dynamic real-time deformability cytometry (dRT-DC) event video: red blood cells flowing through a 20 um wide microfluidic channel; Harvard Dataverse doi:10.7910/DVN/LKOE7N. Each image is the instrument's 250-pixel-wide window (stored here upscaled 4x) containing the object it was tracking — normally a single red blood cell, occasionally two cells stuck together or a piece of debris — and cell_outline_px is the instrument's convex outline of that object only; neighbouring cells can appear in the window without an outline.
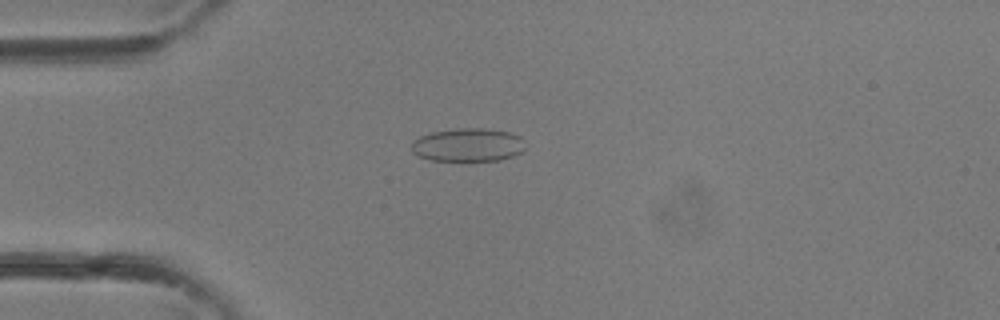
{"species": "common noctule bat (a hibernating species)", "species_latin": "Nyctalus noctula", "temperature_condition": "room temperature", "stored_images_in_passage": 33, "camera_frame_rate_fps": 3000, "um_per_image_px": 0.085, "animal": {"sex": "female"}, "frame": {"image": 1, "passage_image": 6, "time_ms": 1.667, "image_size_px": [1000, 320], "cell_outline_px": [[524, 148], [520, 152], [512, 156], [500, 160], [432, 160], [420, 156], [412, 152], [412, 140], [420, 136], [432, 132], [456, 128], [484, 128], [508, 132], [520, 136], [524, 140]], "centroid_in_image_um": [39.77, 12.3], "position_along_channel_um": 45.2, "area_um2": 21.96}}
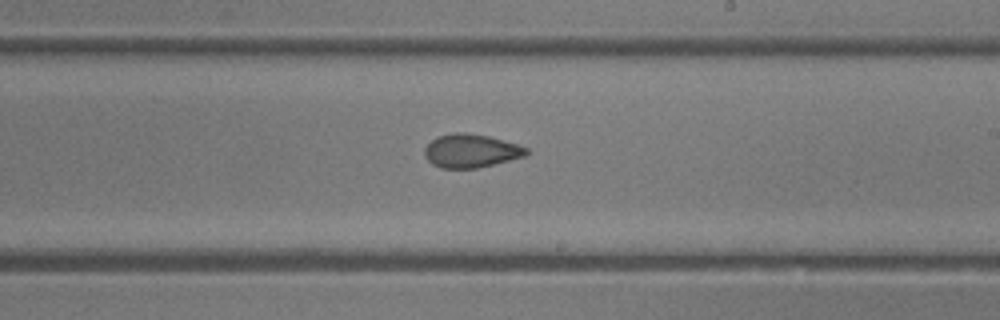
{"frame": {"image": 2, "passage_image": 18, "time_ms": 5.667, "image_size_px": [1000, 320], "cell_outline_px": [[528, 152], [524, 156], [476, 168], [440, 168], [432, 164], [424, 156], [424, 148], [436, 136], [456, 132], [464, 132], [488, 136], [516, 144], [528, 148]], "centroid_in_image_um": [39.97, 12.81], "position_along_channel_um": 249.0, "area_um2": 19.65}}
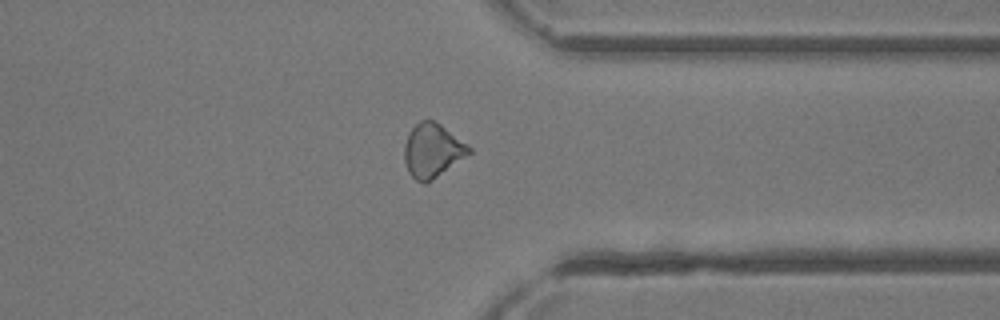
{"frame": {"image": 3, "passage_image": 25, "time_ms": 8.0, "image_size_px": [1000, 320], "cell_outline_px": [[472, 152], [432, 180], [424, 184], [416, 180], [408, 172], [404, 160], [404, 144], [408, 132], [420, 120], [432, 120], [440, 124], [468, 144], [472, 148]], "centroid_in_image_um": [36.74, 12.79], "position_along_channel_um": 374.7, "area_um2": 20.29}}